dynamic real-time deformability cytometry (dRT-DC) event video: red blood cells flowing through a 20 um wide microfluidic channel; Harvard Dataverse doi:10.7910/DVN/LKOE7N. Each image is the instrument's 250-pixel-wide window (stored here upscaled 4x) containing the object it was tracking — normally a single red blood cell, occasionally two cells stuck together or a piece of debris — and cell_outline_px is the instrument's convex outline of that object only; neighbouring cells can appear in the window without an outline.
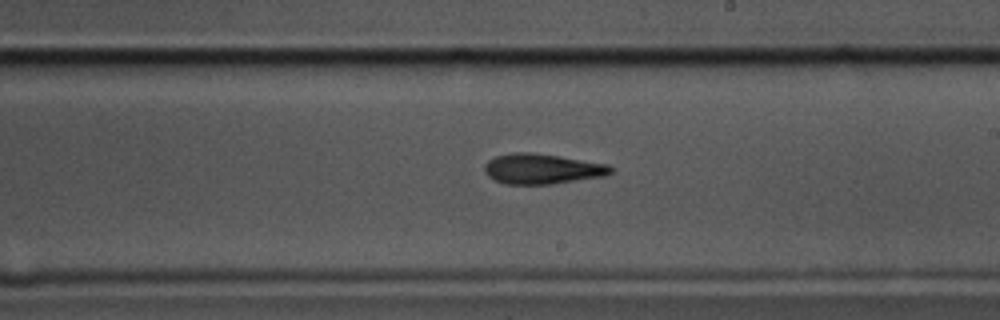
{"species": "common noctule bat (a hibernating species)", "species_latin": "Nyctalus noctula", "temperature_condition": "cold", "stored_images_in_passage": 58, "camera_frame_rate_fps": 3000, "um_per_image_px": 0.085, "animal": {"sex": "male", "body_mass_g": 17.5, "forearm_length_mm": 52.3}, "frame": {"image": 1, "passage_image": 33, "time_ms": 10.667, "image_size_px": [1000, 320], "cell_outline_px": [[612, 172], [604, 176], [552, 184], [504, 184], [488, 176], [484, 172], [484, 164], [488, 160], [496, 156], [512, 152], [532, 152], [560, 156], [608, 164], [612, 168]], "centroid_in_image_um": [46.05, 14.35], "position_along_channel_um": 242.9, "area_um2": 22.31}}
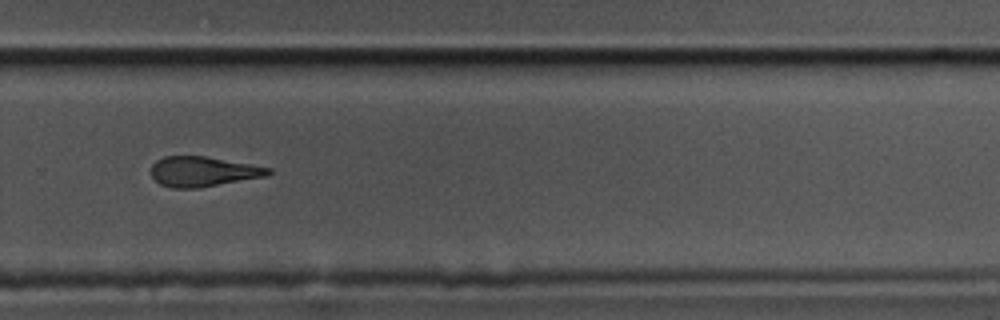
{"frame": {"image": 2, "passage_image": 39, "time_ms": 12.667, "image_size_px": [1000, 320], "cell_outline_px": [[272, 172], [268, 176], [200, 188], [172, 188], [160, 184], [152, 176], [152, 164], [156, 160], [164, 156], [204, 156], [252, 164], [272, 168]], "centroid_in_image_um": [17.29, 14.58], "position_along_channel_um": 312.5, "area_um2": 20.63}}
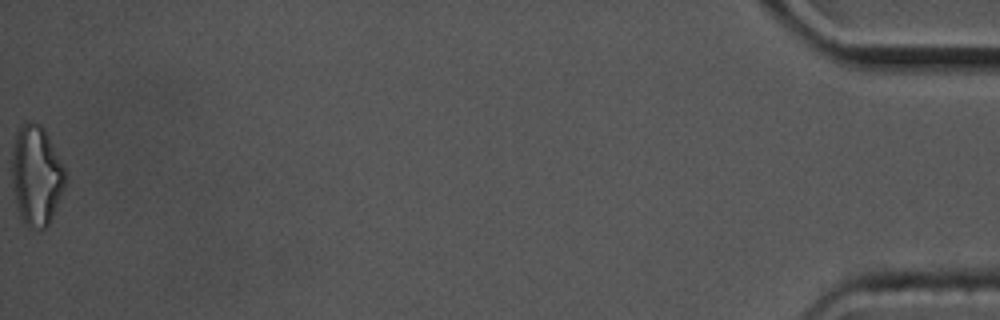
{"frame": {"image": 3, "passage_image": 58, "time_ms": 19.0, "image_size_px": [1000, 320], "cell_outline_px": [[64, 188], [52, 216], [48, 224], [44, 228], [28, 228], [24, 224], [20, 216], [12, 188], [12, 152], [16, 132], [28, 120], [32, 120], [40, 124], [44, 128], [64, 164]], "centroid_in_image_um": [3.07, 14.89], "position_along_channel_um": 432.1, "area_um2": 31.04}, "authors_computed_cell_mechanics": {"area_um2": 22.1663, "velocity_mm_per_s": 3.4844, "shape_relaxation_time_tau1_ms": 5.6799, "shape_relaxation_time_tau2_ms": 9.3107, "deformation_change_tau1": 0.1484, "deformation_change_tau2": 0.2332}}